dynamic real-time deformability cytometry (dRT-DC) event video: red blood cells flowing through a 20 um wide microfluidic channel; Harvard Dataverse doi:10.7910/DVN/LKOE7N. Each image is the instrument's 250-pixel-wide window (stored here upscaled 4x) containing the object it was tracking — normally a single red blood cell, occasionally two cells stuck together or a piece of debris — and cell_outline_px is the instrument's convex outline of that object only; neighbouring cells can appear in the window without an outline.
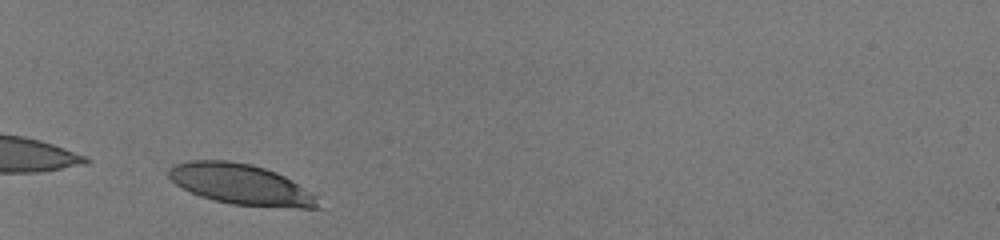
{"species": "human", "species_latin": "Homo sapiens", "temperature_condition": "room temperature", "stored_images_in_passage": 27, "camera_frame_rate_fps": 3000, "um_per_image_px": 0.085, "donor": {"sex": "male"}, "frame": {"image": 1, "passage_image": 1, "time_ms": 0.0, "image_size_px": [1000, 240], "cell_outline_px": [[320, 208], [300, 208], [232, 204], [200, 196], [176, 184], [168, 176], [168, 168], [172, 164], [188, 160], [228, 160], [252, 164], [276, 172], [292, 180], [312, 192], [316, 196]], "centroid_in_image_um": [20.46, 15.65], "position_along_channel_um": 64.5, "area_um2": 35.2}}
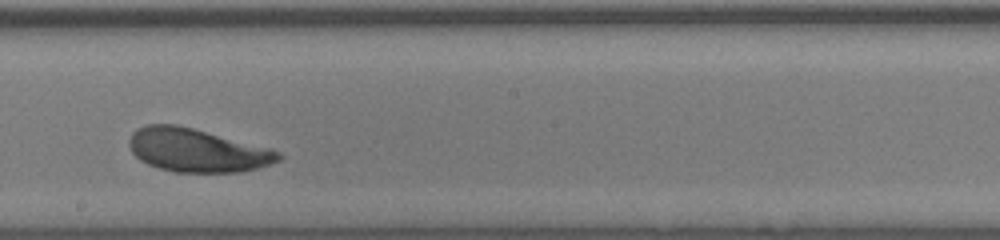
{"frame": {"image": 2, "passage_image": 16, "time_ms": 5.0, "image_size_px": [1000, 240], "cell_outline_px": [[284, 156], [280, 160], [256, 168], [240, 172], [176, 172], [160, 168], [148, 164], [140, 160], [132, 152], [128, 144], [128, 140], [132, 132], [136, 128], [148, 124], [176, 124], [272, 148], [280, 152]], "centroid_in_image_um": [16.74, 12.76], "position_along_channel_um": 231.5, "area_um2": 37.74}}
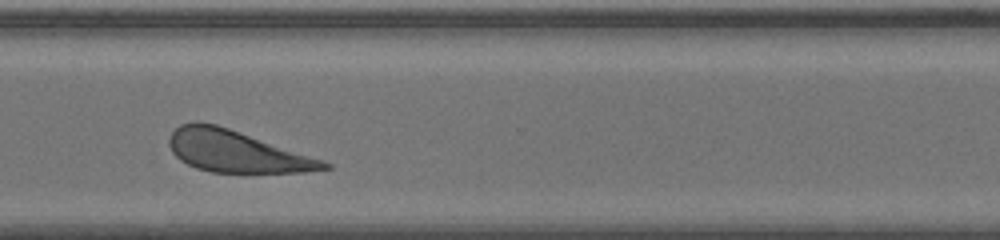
{"frame": {"image": 3, "passage_image": 25, "time_ms": 8.0, "image_size_px": [1000, 240], "cell_outline_px": [[332, 168], [304, 172], [212, 172], [196, 168], [180, 160], [172, 152], [168, 144], [168, 136], [180, 124], [196, 120], [216, 124], [324, 160], [332, 164]], "centroid_in_image_um": [20.05, 12.86], "position_along_channel_um": 350.5, "area_um2": 37.45}}